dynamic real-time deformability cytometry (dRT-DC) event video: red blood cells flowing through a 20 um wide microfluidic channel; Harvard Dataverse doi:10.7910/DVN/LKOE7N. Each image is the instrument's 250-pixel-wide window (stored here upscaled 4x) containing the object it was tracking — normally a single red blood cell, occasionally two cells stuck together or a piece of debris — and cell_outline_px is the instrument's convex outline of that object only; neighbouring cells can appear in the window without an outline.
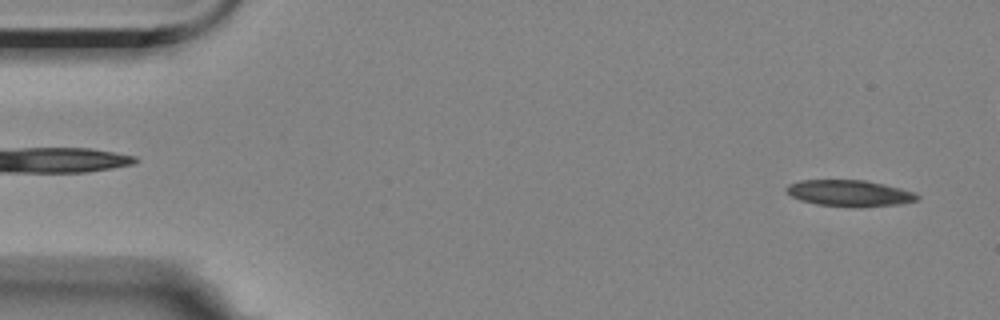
{"species": "Egyptian fruit bat (a non-hibernating species)", "species_latin": "Rousettus aegyptiacus", "temperature_condition": "room temperature", "stored_images_in_passage": 5, "segment_of_instrument_passage": [2, 2], "camera_frame_rate_fps": 3000, "um_per_image_px": 0.085, "animal": {"sex": "female"}, "frame": {"image": 1, "passage_image": 5, "time_ms": 5.333, "image_size_px": [1000, 320], "cell_outline_px": [[920, 200], [900, 204], [816, 204], [800, 200], [784, 192], [784, 188], [788, 184], [800, 180], [864, 180], [884, 184], [916, 192], [920, 196]], "centroid_in_image_um": [72.17, 16.36], "position_along_channel_um": 12.8, "area_um2": 19.25}}